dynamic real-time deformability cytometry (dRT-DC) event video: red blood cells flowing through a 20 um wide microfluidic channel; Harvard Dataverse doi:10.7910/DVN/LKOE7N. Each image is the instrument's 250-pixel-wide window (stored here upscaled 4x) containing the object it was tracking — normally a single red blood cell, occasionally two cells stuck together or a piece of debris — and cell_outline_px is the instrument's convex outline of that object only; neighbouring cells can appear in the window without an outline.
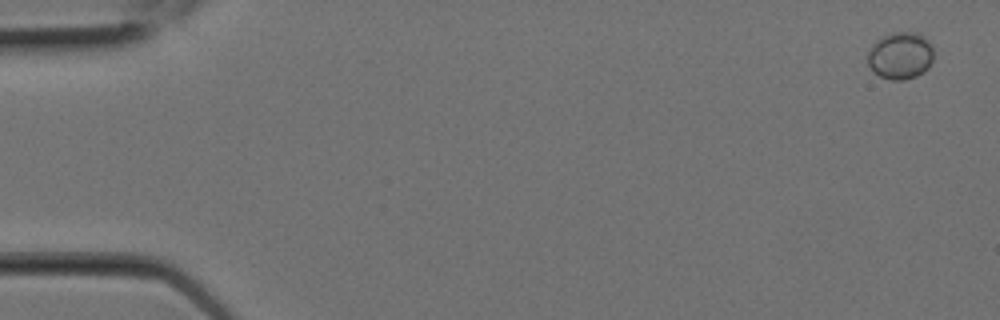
{"species": "Egyptian fruit bat (a non-hibernating species)", "species_latin": "Rousettus aegyptiacus", "temperature_condition": "room temperature", "stored_images_in_passage": 7, "camera_frame_rate_fps": 3000, "um_per_image_px": 0.085, "animal": {"sex": "female"}, "frame": {"image": 1, "passage_image": 1, "time_ms": 0.0, "image_size_px": [1000, 320], "cell_outline_px": [[932, 60], [928, 68], [916, 76], [904, 80], [892, 80], [880, 76], [872, 72], [868, 64], [868, 48], [876, 40], [892, 32], [916, 32], [924, 36], [928, 40], [932, 48]], "centroid_in_image_um": [76.5, 4.72], "position_along_channel_um": 8.5, "area_um2": 18.21}}